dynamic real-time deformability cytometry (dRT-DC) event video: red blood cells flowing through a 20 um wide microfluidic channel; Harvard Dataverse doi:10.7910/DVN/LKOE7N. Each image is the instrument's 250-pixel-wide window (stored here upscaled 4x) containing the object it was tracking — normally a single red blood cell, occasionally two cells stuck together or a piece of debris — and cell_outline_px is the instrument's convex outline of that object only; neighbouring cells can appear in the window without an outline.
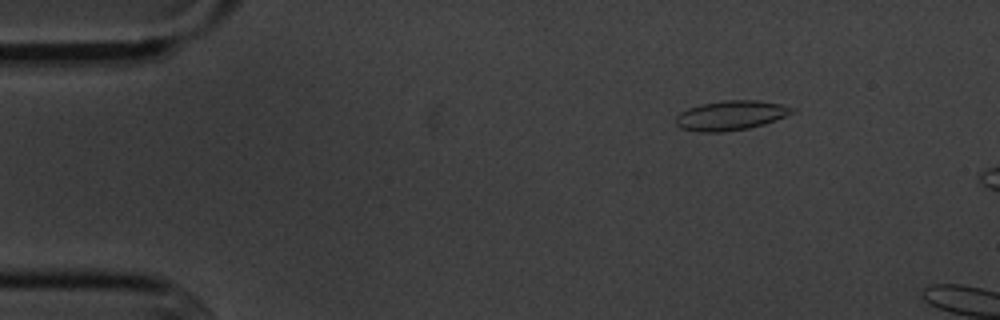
{"species": "common noctule bat (a hibernating species)", "species_latin": "Nyctalus noctula", "temperature_condition": "cold", "stored_images_in_passage": 3, "camera_frame_rate_fps": 3000, "um_per_image_px": 0.085, "animal": {"sex": "male", "body_mass_g": 20.1, "forearm_length_mm": 53.5}, "frame": {"image": 1, "passage_image": 1, "time_ms": 0.0, "image_size_px": [1000, 320], "cell_outline_px": [[796, 108], [792, 112], [776, 120], [764, 124], [748, 128], [720, 132], [700, 132], [680, 128], [676, 124], [676, 116], [680, 112], [688, 108], [700, 104], [724, 100], [756, 100], [784, 104]], "centroid_in_image_um": [62.11, 9.8], "position_along_channel_um": 22.9, "area_um2": 20.06}}